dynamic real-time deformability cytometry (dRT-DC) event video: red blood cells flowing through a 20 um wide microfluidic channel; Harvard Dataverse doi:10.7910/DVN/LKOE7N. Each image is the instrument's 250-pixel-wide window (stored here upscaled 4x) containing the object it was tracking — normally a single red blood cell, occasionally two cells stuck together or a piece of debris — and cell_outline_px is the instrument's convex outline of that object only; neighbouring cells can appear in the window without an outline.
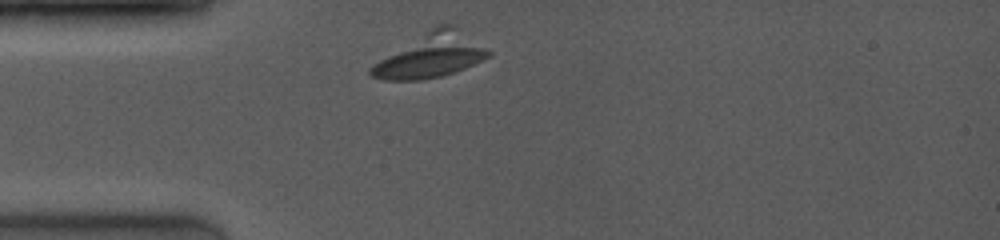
{"species": "common noctule bat (a hibernating species)", "species_latin": "Nyctalus noctula", "temperature_condition": "room temperature", "stored_images_in_passage": 11, "camera_frame_rate_fps": 4000, "um_per_image_px": 0.085, "animal": {"sex": "female", "body_mass_g": 19.0, "forearm_length_mm": 53.3}, "frame": {"image": 1, "passage_image": 1, "time_ms": 0.0, "image_size_px": [1000, 240], "cell_outline_px": [[492, 56], [464, 68], [440, 76], [420, 80], [384, 80], [372, 76], [368, 72], [368, 68], [380, 60], [436, 24], [456, 24], [492, 52]], "centroid_in_image_um": [36.68, 4.69], "position_along_channel_um": 48.3, "area_um2": 30.11}}
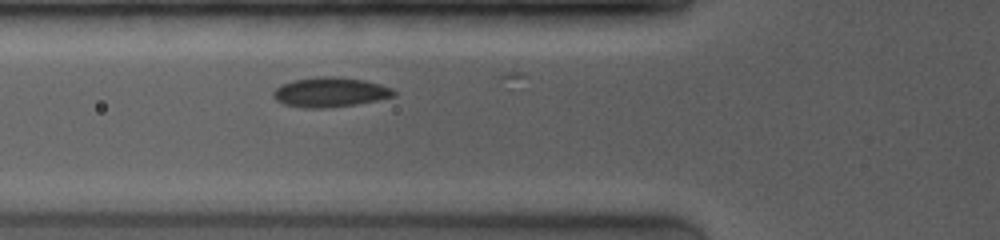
{"frame": {"image": 2, "passage_image": 8, "time_ms": 1.5, "image_size_px": [1000, 240], "cell_outline_px": [[396, 96], [356, 104], [324, 108], [304, 108], [284, 104], [276, 100], [272, 96], [272, 92], [280, 84], [292, 80], [316, 76], [336, 76], [364, 80], [380, 84], [392, 88], [396, 92]], "centroid_in_image_um": [28.03, 7.82], "position_along_channel_um": 97.8, "area_um2": 21.04}}